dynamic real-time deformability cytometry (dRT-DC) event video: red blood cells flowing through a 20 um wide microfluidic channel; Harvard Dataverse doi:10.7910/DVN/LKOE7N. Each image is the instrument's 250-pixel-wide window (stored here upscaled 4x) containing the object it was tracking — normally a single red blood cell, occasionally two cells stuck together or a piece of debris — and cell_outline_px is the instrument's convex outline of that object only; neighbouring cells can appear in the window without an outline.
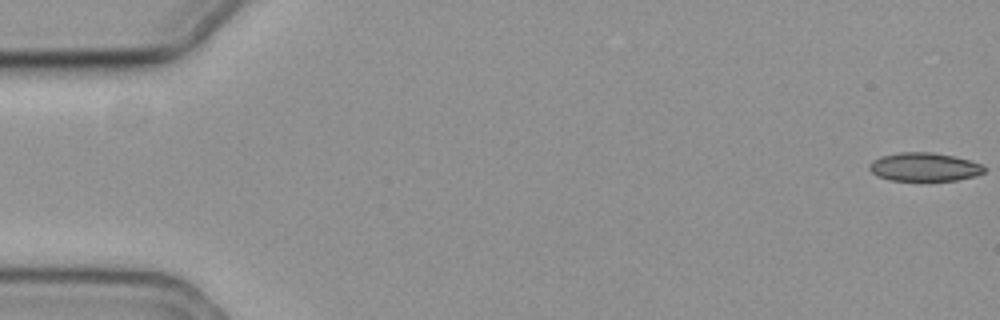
{"species": "common noctule bat (a hibernating species)", "species_latin": "Nyctalus noctula", "temperature_condition": "cold", "stored_images_in_passage": 60, "camera_frame_rate_fps": 3000, "um_per_image_px": 0.085, "animal": {"sex": "female", "body_mass_g": 19.3, "forearm_length_mm": 54.1}, "frame": {"image": 1, "passage_image": 1, "time_ms": 0.0, "image_size_px": [1000, 320], "cell_outline_px": [[984, 172], [952, 180], [896, 180], [880, 176], [872, 168], [872, 164], [876, 160], [884, 156], [948, 156], [964, 160], [976, 164], [984, 168]], "centroid_in_image_um": [78.61, 14.28], "position_along_channel_um": 6.4, "area_um2": 16.18}}
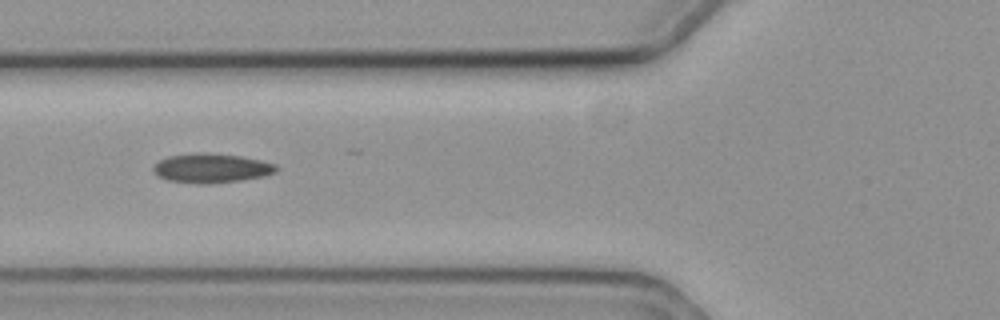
{"frame": {"image": 2, "passage_image": 23, "time_ms": 7.333, "image_size_px": [1000, 320], "cell_outline_px": [[276, 168], [272, 172], [256, 176], [228, 180], [176, 180], [164, 176], [156, 172], [156, 164], [164, 160], [176, 156], [232, 156], [272, 164]], "centroid_in_image_um": [17.99, 14.28], "position_along_channel_um": 107.8, "area_um2": 16.94}}
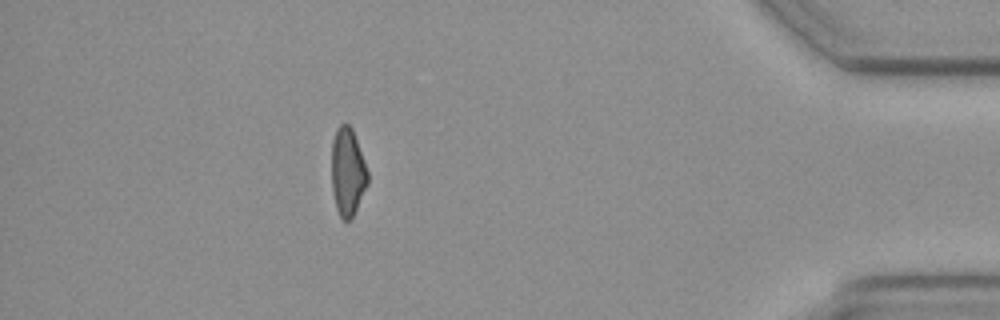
{"frame": {"image": 3, "passage_image": 53, "time_ms": 17.333, "image_size_px": [1000, 320], "cell_outline_px": [[368, 180], [356, 208], [352, 216], [348, 220], [344, 220], [340, 216], [336, 204], [332, 184], [332, 144], [336, 132], [344, 124], [348, 124], [352, 132], [368, 172]], "centroid_in_image_um": [29.54, 14.64], "position_along_channel_um": 405.7, "area_um2": 17.34}, "authors_computed_cell_mechanics": {"area_um2": 17.051, "velocity_mm_per_s": 3.5136, "shape_relaxation_time_tau1_ms": null, "shape_relaxation_time_tau2_ms": 5.7364, "deformation_change_tau1": null, "deformation_change_tau2": 0.1302}}